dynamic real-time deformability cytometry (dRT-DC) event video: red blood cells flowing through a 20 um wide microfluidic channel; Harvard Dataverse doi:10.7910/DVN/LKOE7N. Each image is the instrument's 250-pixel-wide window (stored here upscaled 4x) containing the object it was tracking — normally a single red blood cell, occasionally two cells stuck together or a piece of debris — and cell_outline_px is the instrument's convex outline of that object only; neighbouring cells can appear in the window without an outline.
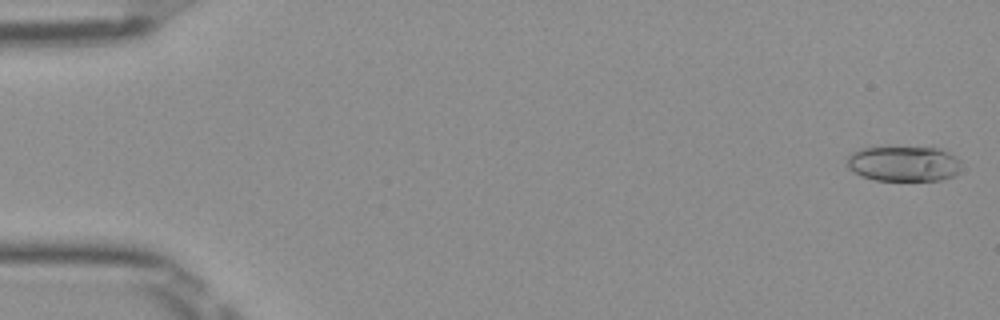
{"species": "Egyptian fruit bat (a non-hibernating species)", "species_latin": "Rousettus aegyptiacus", "temperature_condition": "room temperature", "stored_images_in_passage": 51, "camera_frame_rate_fps": 3000, "um_per_image_px": 0.085, "frame": {"image": 1, "passage_image": 1, "time_ms": 0.0, "image_size_px": [1000, 320], "cell_outline_px": [[968, 168], [964, 172], [940, 180], [876, 180], [860, 176], [848, 168], [844, 164], [848, 156], [852, 152], [860, 148], [940, 148], [948, 152], [960, 160]], "centroid_in_image_um": [76.88, 13.93], "position_along_channel_um": 8.1, "area_um2": 23.99}}
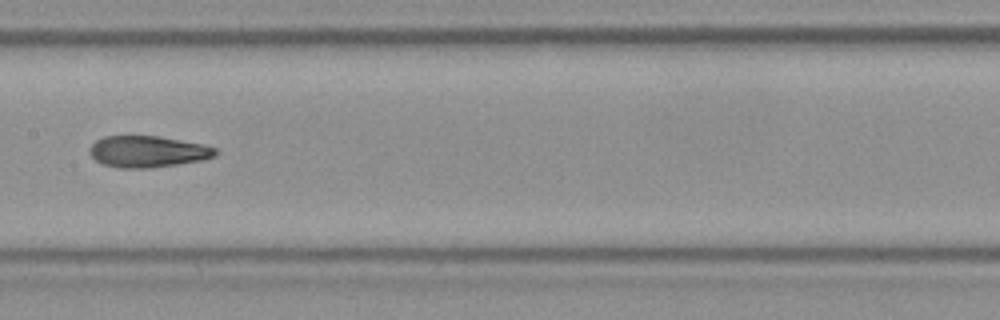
{"frame": {"image": 2, "passage_image": 26, "time_ms": 8.333, "image_size_px": [1000, 320], "cell_outline_px": [[220, 152], [216, 156], [204, 160], [148, 168], [120, 168], [104, 164], [96, 160], [88, 152], [88, 148], [96, 140], [104, 136], [160, 136], [204, 144], [216, 148]], "centroid_in_image_um": [12.59, 12.88], "position_along_channel_um": 194.8, "area_um2": 23.24}}
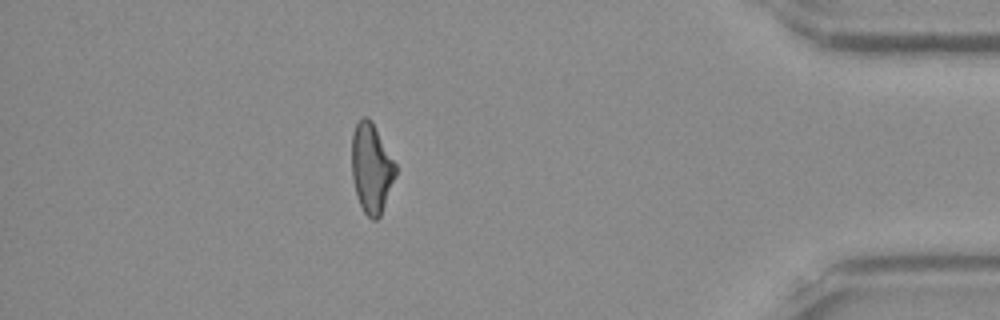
{"frame": {"image": 3, "passage_image": 45, "time_ms": 14.667, "image_size_px": [1000, 320], "cell_outline_px": [[396, 176], [380, 216], [376, 220], [372, 220], [364, 212], [356, 196], [352, 180], [352, 132], [356, 124], [364, 116], [368, 116], [372, 120], [396, 164]], "centroid_in_image_um": [31.56, 14.29], "position_along_channel_um": 403.6, "area_um2": 23.0}, "authors_computed_cell_mechanics": {"area_um2": 23.409, "velocity_mm_per_s": 3.983, "shape_relaxation_time_tau1_ms": null, "shape_relaxation_time_tau2_ms": 3.0417, "deformation_change_tau1": null, "deformation_change_tau2": 0.1035}}